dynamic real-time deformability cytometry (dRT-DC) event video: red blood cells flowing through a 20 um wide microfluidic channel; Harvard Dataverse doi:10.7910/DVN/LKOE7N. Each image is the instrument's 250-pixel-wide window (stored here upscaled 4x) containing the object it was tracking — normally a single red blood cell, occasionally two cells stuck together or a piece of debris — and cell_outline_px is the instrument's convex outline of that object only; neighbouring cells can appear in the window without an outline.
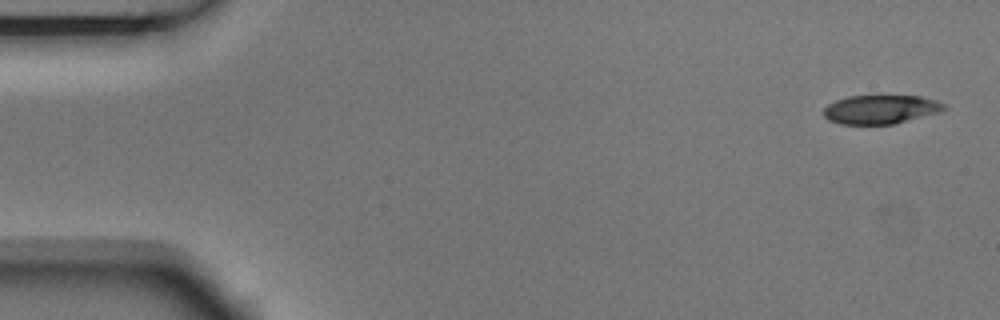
{"species": "Egyptian fruit bat (a non-hibernating species)", "species_latin": "Rousettus aegyptiacus", "temperature_condition": "room temperature", "stored_images_in_passage": 4, "camera_frame_rate_fps": 3000, "um_per_image_px": 0.085, "animal": {"sex": "male"}, "frame": {"image": 1, "passage_image": 1, "time_ms": 0.0, "image_size_px": [1000, 320], "cell_outline_px": [[944, 108], [940, 112], [896, 124], [840, 124], [828, 120], [824, 116], [824, 108], [828, 104], [836, 100], [848, 96], [920, 96], [936, 100], [944, 104]], "centroid_in_image_um": [74.84, 9.3], "position_along_channel_um": 10.2, "area_um2": 20.23}}
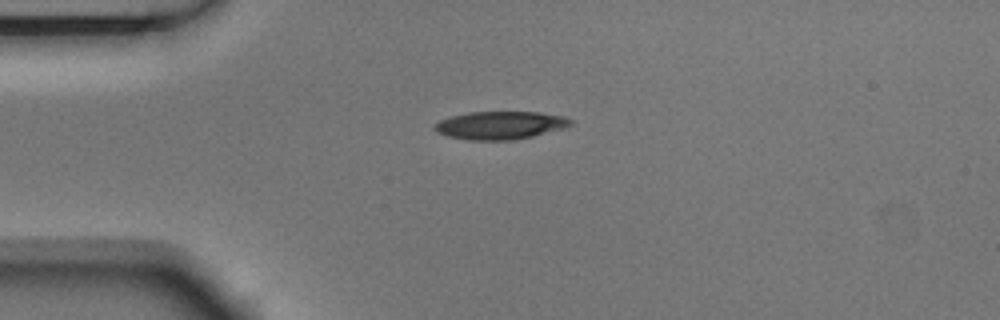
{"frame": {"image": 2, "passage_image": 4, "time_ms": 1.0, "image_size_px": [1000, 320], "cell_outline_px": [[576, 120], [572, 124], [564, 128], [532, 136], [512, 140], [468, 140], [448, 136], [436, 132], [432, 128], [432, 124], [440, 120], [452, 116], [468, 112], [540, 112], [564, 116]], "centroid_in_image_um": [42.51, 10.64], "position_along_channel_um": 42.5, "area_um2": 22.37}}